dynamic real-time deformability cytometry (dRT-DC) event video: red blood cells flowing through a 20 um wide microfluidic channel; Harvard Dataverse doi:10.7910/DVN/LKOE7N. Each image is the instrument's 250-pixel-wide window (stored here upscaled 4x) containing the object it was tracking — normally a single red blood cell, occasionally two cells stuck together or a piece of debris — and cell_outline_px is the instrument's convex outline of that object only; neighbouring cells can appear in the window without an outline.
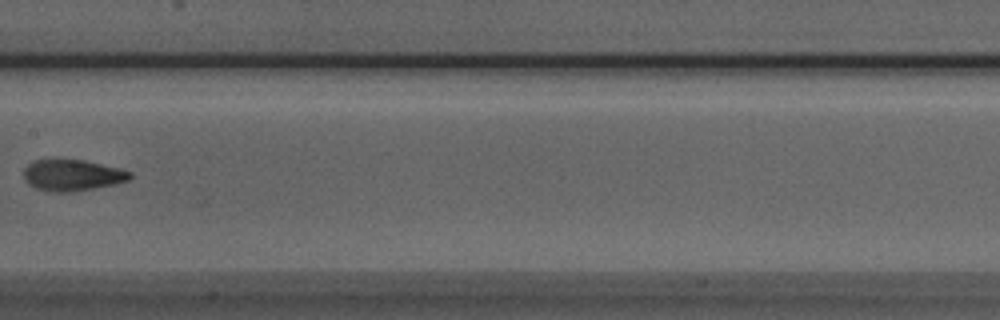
{"species": "Egyptian fruit bat (a non-hibernating species)", "species_latin": "Rousettus aegyptiacus", "temperature_condition": "room temperature", "stored_images_in_passage": 6, "camera_frame_rate_fps": 3000, "um_per_image_px": 0.085, "animal": {"sex": "male"}, "frame": {"image": 1, "passage_image": 5, "time_ms": 1.333, "image_size_px": [1000, 320], "cell_outline_px": [[132, 176], [128, 180], [112, 184], [72, 192], [56, 192], [36, 188], [28, 184], [24, 180], [24, 168], [28, 164], [36, 160], [84, 160], [120, 168], [132, 172]], "centroid_in_image_um": [6.14, 14.89], "position_along_channel_um": 201.3, "area_um2": 19.13}}
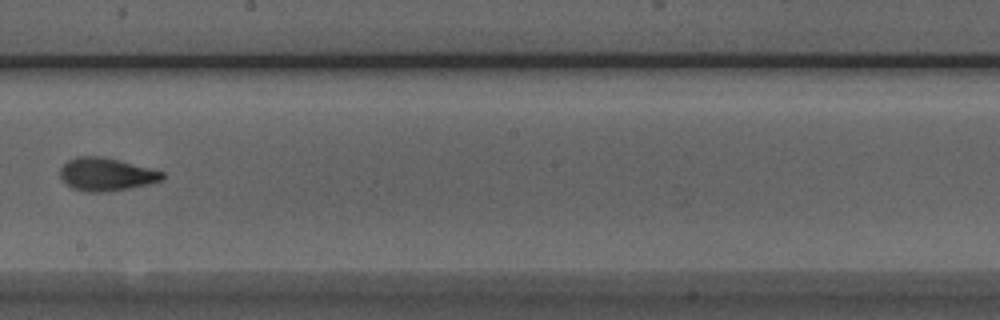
{"frame": {"image": 2, "passage_image": 6, "time_ms": 1.667, "image_size_px": [1000, 320], "cell_outline_px": [[164, 176], [160, 180], [148, 184], [128, 188], [100, 192], [84, 192], [72, 188], [60, 176], [60, 168], [68, 160], [76, 156], [104, 156], [152, 168], [164, 172]], "centroid_in_image_um": [9.02, 14.8], "position_along_channel_um": 239.2, "area_um2": 19.59}}